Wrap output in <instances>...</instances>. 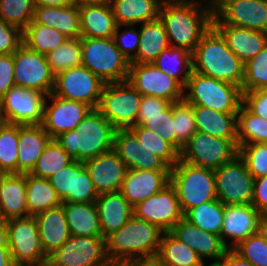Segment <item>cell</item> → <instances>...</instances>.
<instances>
[{
    "instance_id": "obj_1",
    "label": "cell",
    "mask_w": 267,
    "mask_h": 266,
    "mask_svg": "<svg viewBox=\"0 0 267 266\" xmlns=\"http://www.w3.org/2000/svg\"><path fill=\"white\" fill-rule=\"evenodd\" d=\"M159 18L164 24L169 45L193 53L202 35L212 25L213 9L200 2L163 0Z\"/></svg>"
},
{
    "instance_id": "obj_2",
    "label": "cell",
    "mask_w": 267,
    "mask_h": 266,
    "mask_svg": "<svg viewBox=\"0 0 267 266\" xmlns=\"http://www.w3.org/2000/svg\"><path fill=\"white\" fill-rule=\"evenodd\" d=\"M164 231L133 215L119 230L105 237L111 263L156 261Z\"/></svg>"
},
{
    "instance_id": "obj_3",
    "label": "cell",
    "mask_w": 267,
    "mask_h": 266,
    "mask_svg": "<svg viewBox=\"0 0 267 266\" xmlns=\"http://www.w3.org/2000/svg\"><path fill=\"white\" fill-rule=\"evenodd\" d=\"M192 62L193 72L242 87L244 63L213 25L202 35L192 53Z\"/></svg>"
},
{
    "instance_id": "obj_4",
    "label": "cell",
    "mask_w": 267,
    "mask_h": 266,
    "mask_svg": "<svg viewBox=\"0 0 267 266\" xmlns=\"http://www.w3.org/2000/svg\"><path fill=\"white\" fill-rule=\"evenodd\" d=\"M116 128L97 110L92 109L76 129L54 140L74 160L84 162L113 149Z\"/></svg>"
},
{
    "instance_id": "obj_5",
    "label": "cell",
    "mask_w": 267,
    "mask_h": 266,
    "mask_svg": "<svg viewBox=\"0 0 267 266\" xmlns=\"http://www.w3.org/2000/svg\"><path fill=\"white\" fill-rule=\"evenodd\" d=\"M183 99L193 106L238 113L243 104V93L239 86L192 71L184 87Z\"/></svg>"
},
{
    "instance_id": "obj_6",
    "label": "cell",
    "mask_w": 267,
    "mask_h": 266,
    "mask_svg": "<svg viewBox=\"0 0 267 266\" xmlns=\"http://www.w3.org/2000/svg\"><path fill=\"white\" fill-rule=\"evenodd\" d=\"M170 184L175 188L181 210L217 199L214 170L179 160L171 169Z\"/></svg>"
},
{
    "instance_id": "obj_7",
    "label": "cell",
    "mask_w": 267,
    "mask_h": 266,
    "mask_svg": "<svg viewBox=\"0 0 267 266\" xmlns=\"http://www.w3.org/2000/svg\"><path fill=\"white\" fill-rule=\"evenodd\" d=\"M82 65L105 84L127 81L130 62L113 38L81 37Z\"/></svg>"
},
{
    "instance_id": "obj_8",
    "label": "cell",
    "mask_w": 267,
    "mask_h": 266,
    "mask_svg": "<svg viewBox=\"0 0 267 266\" xmlns=\"http://www.w3.org/2000/svg\"><path fill=\"white\" fill-rule=\"evenodd\" d=\"M142 95L128 82L105 84L97 110L116 128L136 125Z\"/></svg>"
},
{
    "instance_id": "obj_9",
    "label": "cell",
    "mask_w": 267,
    "mask_h": 266,
    "mask_svg": "<svg viewBox=\"0 0 267 266\" xmlns=\"http://www.w3.org/2000/svg\"><path fill=\"white\" fill-rule=\"evenodd\" d=\"M239 155L238 139H223L196 131L183 146L180 160L216 170Z\"/></svg>"
},
{
    "instance_id": "obj_10",
    "label": "cell",
    "mask_w": 267,
    "mask_h": 266,
    "mask_svg": "<svg viewBox=\"0 0 267 266\" xmlns=\"http://www.w3.org/2000/svg\"><path fill=\"white\" fill-rule=\"evenodd\" d=\"M8 247L15 266H36L47 261L34 216L7 220Z\"/></svg>"
},
{
    "instance_id": "obj_11",
    "label": "cell",
    "mask_w": 267,
    "mask_h": 266,
    "mask_svg": "<svg viewBox=\"0 0 267 266\" xmlns=\"http://www.w3.org/2000/svg\"><path fill=\"white\" fill-rule=\"evenodd\" d=\"M47 96L37 90L13 86L0 99L2 122L12 125L42 124Z\"/></svg>"
},
{
    "instance_id": "obj_12",
    "label": "cell",
    "mask_w": 267,
    "mask_h": 266,
    "mask_svg": "<svg viewBox=\"0 0 267 266\" xmlns=\"http://www.w3.org/2000/svg\"><path fill=\"white\" fill-rule=\"evenodd\" d=\"M52 266H108L111 262L106 253L102 236H75L47 256Z\"/></svg>"
},
{
    "instance_id": "obj_13",
    "label": "cell",
    "mask_w": 267,
    "mask_h": 266,
    "mask_svg": "<svg viewBox=\"0 0 267 266\" xmlns=\"http://www.w3.org/2000/svg\"><path fill=\"white\" fill-rule=\"evenodd\" d=\"M214 175L217 199L224 205L251 204L254 177L239 155L214 170Z\"/></svg>"
},
{
    "instance_id": "obj_14",
    "label": "cell",
    "mask_w": 267,
    "mask_h": 266,
    "mask_svg": "<svg viewBox=\"0 0 267 266\" xmlns=\"http://www.w3.org/2000/svg\"><path fill=\"white\" fill-rule=\"evenodd\" d=\"M105 83L83 65L72 67L55 76L53 94L78 101L97 109Z\"/></svg>"
},
{
    "instance_id": "obj_15",
    "label": "cell",
    "mask_w": 267,
    "mask_h": 266,
    "mask_svg": "<svg viewBox=\"0 0 267 266\" xmlns=\"http://www.w3.org/2000/svg\"><path fill=\"white\" fill-rule=\"evenodd\" d=\"M13 61L15 86L37 90L46 95L53 92L55 75L45 54L35 52L22 44L13 53Z\"/></svg>"
},
{
    "instance_id": "obj_16",
    "label": "cell",
    "mask_w": 267,
    "mask_h": 266,
    "mask_svg": "<svg viewBox=\"0 0 267 266\" xmlns=\"http://www.w3.org/2000/svg\"><path fill=\"white\" fill-rule=\"evenodd\" d=\"M127 81L142 95L175 103L183 100L184 87L153 63H130Z\"/></svg>"
},
{
    "instance_id": "obj_17",
    "label": "cell",
    "mask_w": 267,
    "mask_h": 266,
    "mask_svg": "<svg viewBox=\"0 0 267 266\" xmlns=\"http://www.w3.org/2000/svg\"><path fill=\"white\" fill-rule=\"evenodd\" d=\"M212 24H232L267 33V0H221Z\"/></svg>"
},
{
    "instance_id": "obj_18",
    "label": "cell",
    "mask_w": 267,
    "mask_h": 266,
    "mask_svg": "<svg viewBox=\"0 0 267 266\" xmlns=\"http://www.w3.org/2000/svg\"><path fill=\"white\" fill-rule=\"evenodd\" d=\"M134 215L169 232L184 214L175 188L169 184L157 194L150 196L133 207Z\"/></svg>"
},
{
    "instance_id": "obj_19",
    "label": "cell",
    "mask_w": 267,
    "mask_h": 266,
    "mask_svg": "<svg viewBox=\"0 0 267 266\" xmlns=\"http://www.w3.org/2000/svg\"><path fill=\"white\" fill-rule=\"evenodd\" d=\"M44 106L42 126L51 139L60 134L76 129L79 123L92 110L90 106L78 101H71L55 96H47ZM49 99L51 100L48 105Z\"/></svg>"
},
{
    "instance_id": "obj_20",
    "label": "cell",
    "mask_w": 267,
    "mask_h": 266,
    "mask_svg": "<svg viewBox=\"0 0 267 266\" xmlns=\"http://www.w3.org/2000/svg\"><path fill=\"white\" fill-rule=\"evenodd\" d=\"M262 214L252 204L224 205L220 237L228 249L259 232ZM231 242H229V239Z\"/></svg>"
},
{
    "instance_id": "obj_21",
    "label": "cell",
    "mask_w": 267,
    "mask_h": 266,
    "mask_svg": "<svg viewBox=\"0 0 267 266\" xmlns=\"http://www.w3.org/2000/svg\"><path fill=\"white\" fill-rule=\"evenodd\" d=\"M113 150L128 169L171 171L151 150L141 145L130 129H116Z\"/></svg>"
},
{
    "instance_id": "obj_22",
    "label": "cell",
    "mask_w": 267,
    "mask_h": 266,
    "mask_svg": "<svg viewBox=\"0 0 267 266\" xmlns=\"http://www.w3.org/2000/svg\"><path fill=\"white\" fill-rule=\"evenodd\" d=\"M84 164L98 195L121 190L128 168L113 149Z\"/></svg>"
},
{
    "instance_id": "obj_23",
    "label": "cell",
    "mask_w": 267,
    "mask_h": 266,
    "mask_svg": "<svg viewBox=\"0 0 267 266\" xmlns=\"http://www.w3.org/2000/svg\"><path fill=\"white\" fill-rule=\"evenodd\" d=\"M81 37L113 38L118 26L109 0H79Z\"/></svg>"
},
{
    "instance_id": "obj_24",
    "label": "cell",
    "mask_w": 267,
    "mask_h": 266,
    "mask_svg": "<svg viewBox=\"0 0 267 266\" xmlns=\"http://www.w3.org/2000/svg\"><path fill=\"white\" fill-rule=\"evenodd\" d=\"M175 238L188 245L203 261L212 260L209 266H213L226 253L228 248L222 242L220 235L204 231L181 219L170 231Z\"/></svg>"
},
{
    "instance_id": "obj_25",
    "label": "cell",
    "mask_w": 267,
    "mask_h": 266,
    "mask_svg": "<svg viewBox=\"0 0 267 266\" xmlns=\"http://www.w3.org/2000/svg\"><path fill=\"white\" fill-rule=\"evenodd\" d=\"M171 171L128 169L120 192L135 207L170 184Z\"/></svg>"
},
{
    "instance_id": "obj_26",
    "label": "cell",
    "mask_w": 267,
    "mask_h": 266,
    "mask_svg": "<svg viewBox=\"0 0 267 266\" xmlns=\"http://www.w3.org/2000/svg\"><path fill=\"white\" fill-rule=\"evenodd\" d=\"M230 50L245 64L267 45V33L232 24H212Z\"/></svg>"
},
{
    "instance_id": "obj_27",
    "label": "cell",
    "mask_w": 267,
    "mask_h": 266,
    "mask_svg": "<svg viewBox=\"0 0 267 266\" xmlns=\"http://www.w3.org/2000/svg\"><path fill=\"white\" fill-rule=\"evenodd\" d=\"M41 247L46 256L59 249L71 236L62 205L34 215Z\"/></svg>"
},
{
    "instance_id": "obj_28",
    "label": "cell",
    "mask_w": 267,
    "mask_h": 266,
    "mask_svg": "<svg viewBox=\"0 0 267 266\" xmlns=\"http://www.w3.org/2000/svg\"><path fill=\"white\" fill-rule=\"evenodd\" d=\"M102 237L119 230L133 215V206L120 191L99 194L95 201Z\"/></svg>"
},
{
    "instance_id": "obj_29",
    "label": "cell",
    "mask_w": 267,
    "mask_h": 266,
    "mask_svg": "<svg viewBox=\"0 0 267 266\" xmlns=\"http://www.w3.org/2000/svg\"><path fill=\"white\" fill-rule=\"evenodd\" d=\"M26 204V173L0 176V218L29 217Z\"/></svg>"
},
{
    "instance_id": "obj_30",
    "label": "cell",
    "mask_w": 267,
    "mask_h": 266,
    "mask_svg": "<svg viewBox=\"0 0 267 266\" xmlns=\"http://www.w3.org/2000/svg\"><path fill=\"white\" fill-rule=\"evenodd\" d=\"M31 22L59 30L68 38L81 37L79 2L67 6H35Z\"/></svg>"
},
{
    "instance_id": "obj_31",
    "label": "cell",
    "mask_w": 267,
    "mask_h": 266,
    "mask_svg": "<svg viewBox=\"0 0 267 266\" xmlns=\"http://www.w3.org/2000/svg\"><path fill=\"white\" fill-rule=\"evenodd\" d=\"M50 140L42 124L19 125L18 174L32 171Z\"/></svg>"
},
{
    "instance_id": "obj_32",
    "label": "cell",
    "mask_w": 267,
    "mask_h": 266,
    "mask_svg": "<svg viewBox=\"0 0 267 266\" xmlns=\"http://www.w3.org/2000/svg\"><path fill=\"white\" fill-rule=\"evenodd\" d=\"M196 131L223 139H237V113L194 106Z\"/></svg>"
},
{
    "instance_id": "obj_33",
    "label": "cell",
    "mask_w": 267,
    "mask_h": 266,
    "mask_svg": "<svg viewBox=\"0 0 267 266\" xmlns=\"http://www.w3.org/2000/svg\"><path fill=\"white\" fill-rule=\"evenodd\" d=\"M71 235L102 236L95 202H62Z\"/></svg>"
},
{
    "instance_id": "obj_34",
    "label": "cell",
    "mask_w": 267,
    "mask_h": 266,
    "mask_svg": "<svg viewBox=\"0 0 267 266\" xmlns=\"http://www.w3.org/2000/svg\"><path fill=\"white\" fill-rule=\"evenodd\" d=\"M118 25H138L159 18L163 0H109Z\"/></svg>"
},
{
    "instance_id": "obj_35",
    "label": "cell",
    "mask_w": 267,
    "mask_h": 266,
    "mask_svg": "<svg viewBox=\"0 0 267 266\" xmlns=\"http://www.w3.org/2000/svg\"><path fill=\"white\" fill-rule=\"evenodd\" d=\"M139 29L138 52L130 63H153L160 52L170 46L164 24L158 18L142 23Z\"/></svg>"
},
{
    "instance_id": "obj_36",
    "label": "cell",
    "mask_w": 267,
    "mask_h": 266,
    "mask_svg": "<svg viewBox=\"0 0 267 266\" xmlns=\"http://www.w3.org/2000/svg\"><path fill=\"white\" fill-rule=\"evenodd\" d=\"M160 266H209L188 245L164 232L156 258Z\"/></svg>"
},
{
    "instance_id": "obj_37",
    "label": "cell",
    "mask_w": 267,
    "mask_h": 266,
    "mask_svg": "<svg viewBox=\"0 0 267 266\" xmlns=\"http://www.w3.org/2000/svg\"><path fill=\"white\" fill-rule=\"evenodd\" d=\"M26 204L28 214L34 216L60 206L62 201L48 179L26 173Z\"/></svg>"
},
{
    "instance_id": "obj_38",
    "label": "cell",
    "mask_w": 267,
    "mask_h": 266,
    "mask_svg": "<svg viewBox=\"0 0 267 266\" xmlns=\"http://www.w3.org/2000/svg\"><path fill=\"white\" fill-rule=\"evenodd\" d=\"M153 64L183 87L193 71L192 53L184 48L169 46L160 52Z\"/></svg>"
},
{
    "instance_id": "obj_39",
    "label": "cell",
    "mask_w": 267,
    "mask_h": 266,
    "mask_svg": "<svg viewBox=\"0 0 267 266\" xmlns=\"http://www.w3.org/2000/svg\"><path fill=\"white\" fill-rule=\"evenodd\" d=\"M68 37L52 27L30 22L23 30V44L29 49L48 54L50 51L62 45Z\"/></svg>"
},
{
    "instance_id": "obj_40",
    "label": "cell",
    "mask_w": 267,
    "mask_h": 266,
    "mask_svg": "<svg viewBox=\"0 0 267 266\" xmlns=\"http://www.w3.org/2000/svg\"><path fill=\"white\" fill-rule=\"evenodd\" d=\"M224 218V204L218 199L189 209L184 219L198 228L220 235Z\"/></svg>"
},
{
    "instance_id": "obj_41",
    "label": "cell",
    "mask_w": 267,
    "mask_h": 266,
    "mask_svg": "<svg viewBox=\"0 0 267 266\" xmlns=\"http://www.w3.org/2000/svg\"><path fill=\"white\" fill-rule=\"evenodd\" d=\"M238 148L253 143L267 144V120L251 113L243 104L237 113Z\"/></svg>"
},
{
    "instance_id": "obj_42",
    "label": "cell",
    "mask_w": 267,
    "mask_h": 266,
    "mask_svg": "<svg viewBox=\"0 0 267 266\" xmlns=\"http://www.w3.org/2000/svg\"><path fill=\"white\" fill-rule=\"evenodd\" d=\"M73 161L74 159L54 139H51L29 174L49 179Z\"/></svg>"
},
{
    "instance_id": "obj_43",
    "label": "cell",
    "mask_w": 267,
    "mask_h": 266,
    "mask_svg": "<svg viewBox=\"0 0 267 266\" xmlns=\"http://www.w3.org/2000/svg\"><path fill=\"white\" fill-rule=\"evenodd\" d=\"M139 139L141 145L147 147L153 154L161 159L170 169L180 160V152L158 133H153L142 125H134L129 128Z\"/></svg>"
},
{
    "instance_id": "obj_44",
    "label": "cell",
    "mask_w": 267,
    "mask_h": 266,
    "mask_svg": "<svg viewBox=\"0 0 267 266\" xmlns=\"http://www.w3.org/2000/svg\"><path fill=\"white\" fill-rule=\"evenodd\" d=\"M19 125H0V167L5 174H18Z\"/></svg>"
},
{
    "instance_id": "obj_45",
    "label": "cell",
    "mask_w": 267,
    "mask_h": 266,
    "mask_svg": "<svg viewBox=\"0 0 267 266\" xmlns=\"http://www.w3.org/2000/svg\"><path fill=\"white\" fill-rule=\"evenodd\" d=\"M47 61L52 73H58L82 65L81 37L68 38L62 45L50 51Z\"/></svg>"
},
{
    "instance_id": "obj_46",
    "label": "cell",
    "mask_w": 267,
    "mask_h": 266,
    "mask_svg": "<svg viewBox=\"0 0 267 266\" xmlns=\"http://www.w3.org/2000/svg\"><path fill=\"white\" fill-rule=\"evenodd\" d=\"M173 135L177 138V150L181 152L183 146L196 133L194 106L184 99L172 103Z\"/></svg>"
},
{
    "instance_id": "obj_47",
    "label": "cell",
    "mask_w": 267,
    "mask_h": 266,
    "mask_svg": "<svg viewBox=\"0 0 267 266\" xmlns=\"http://www.w3.org/2000/svg\"><path fill=\"white\" fill-rule=\"evenodd\" d=\"M170 101L153 97L142 96L136 125H142L153 133H158V126L163 123L166 116V108Z\"/></svg>"
},
{
    "instance_id": "obj_48",
    "label": "cell",
    "mask_w": 267,
    "mask_h": 266,
    "mask_svg": "<svg viewBox=\"0 0 267 266\" xmlns=\"http://www.w3.org/2000/svg\"><path fill=\"white\" fill-rule=\"evenodd\" d=\"M258 89H267V45L244 64L242 93Z\"/></svg>"
},
{
    "instance_id": "obj_49",
    "label": "cell",
    "mask_w": 267,
    "mask_h": 266,
    "mask_svg": "<svg viewBox=\"0 0 267 266\" xmlns=\"http://www.w3.org/2000/svg\"><path fill=\"white\" fill-rule=\"evenodd\" d=\"M33 0H0V19L22 31L33 20Z\"/></svg>"
},
{
    "instance_id": "obj_50",
    "label": "cell",
    "mask_w": 267,
    "mask_h": 266,
    "mask_svg": "<svg viewBox=\"0 0 267 266\" xmlns=\"http://www.w3.org/2000/svg\"><path fill=\"white\" fill-rule=\"evenodd\" d=\"M239 156L245 161L248 171L254 179L267 176V144L241 145Z\"/></svg>"
},
{
    "instance_id": "obj_51",
    "label": "cell",
    "mask_w": 267,
    "mask_h": 266,
    "mask_svg": "<svg viewBox=\"0 0 267 266\" xmlns=\"http://www.w3.org/2000/svg\"><path fill=\"white\" fill-rule=\"evenodd\" d=\"M233 250L253 266H267V241L259 232L241 241Z\"/></svg>"
},
{
    "instance_id": "obj_52",
    "label": "cell",
    "mask_w": 267,
    "mask_h": 266,
    "mask_svg": "<svg viewBox=\"0 0 267 266\" xmlns=\"http://www.w3.org/2000/svg\"><path fill=\"white\" fill-rule=\"evenodd\" d=\"M98 197L84 162L75 160L74 194H70V202H95Z\"/></svg>"
},
{
    "instance_id": "obj_53",
    "label": "cell",
    "mask_w": 267,
    "mask_h": 266,
    "mask_svg": "<svg viewBox=\"0 0 267 266\" xmlns=\"http://www.w3.org/2000/svg\"><path fill=\"white\" fill-rule=\"evenodd\" d=\"M135 25H118L113 40L120 52L131 62L137 55L140 41L139 30H136ZM120 27H126L120 32Z\"/></svg>"
},
{
    "instance_id": "obj_54",
    "label": "cell",
    "mask_w": 267,
    "mask_h": 266,
    "mask_svg": "<svg viewBox=\"0 0 267 266\" xmlns=\"http://www.w3.org/2000/svg\"><path fill=\"white\" fill-rule=\"evenodd\" d=\"M62 202H70L74 194L75 160L48 179Z\"/></svg>"
},
{
    "instance_id": "obj_55",
    "label": "cell",
    "mask_w": 267,
    "mask_h": 266,
    "mask_svg": "<svg viewBox=\"0 0 267 266\" xmlns=\"http://www.w3.org/2000/svg\"><path fill=\"white\" fill-rule=\"evenodd\" d=\"M23 44V31L0 19V55L13 54Z\"/></svg>"
},
{
    "instance_id": "obj_56",
    "label": "cell",
    "mask_w": 267,
    "mask_h": 266,
    "mask_svg": "<svg viewBox=\"0 0 267 266\" xmlns=\"http://www.w3.org/2000/svg\"><path fill=\"white\" fill-rule=\"evenodd\" d=\"M243 105L254 115L267 120V89L243 92Z\"/></svg>"
},
{
    "instance_id": "obj_57",
    "label": "cell",
    "mask_w": 267,
    "mask_h": 266,
    "mask_svg": "<svg viewBox=\"0 0 267 266\" xmlns=\"http://www.w3.org/2000/svg\"><path fill=\"white\" fill-rule=\"evenodd\" d=\"M13 74V54L0 55V99L15 86Z\"/></svg>"
},
{
    "instance_id": "obj_58",
    "label": "cell",
    "mask_w": 267,
    "mask_h": 266,
    "mask_svg": "<svg viewBox=\"0 0 267 266\" xmlns=\"http://www.w3.org/2000/svg\"><path fill=\"white\" fill-rule=\"evenodd\" d=\"M251 204L261 213L267 214V176L254 179Z\"/></svg>"
},
{
    "instance_id": "obj_59",
    "label": "cell",
    "mask_w": 267,
    "mask_h": 266,
    "mask_svg": "<svg viewBox=\"0 0 267 266\" xmlns=\"http://www.w3.org/2000/svg\"><path fill=\"white\" fill-rule=\"evenodd\" d=\"M172 103L166 108V116L163 123L157 128L158 134L177 149V138L173 135Z\"/></svg>"
},
{
    "instance_id": "obj_60",
    "label": "cell",
    "mask_w": 267,
    "mask_h": 266,
    "mask_svg": "<svg viewBox=\"0 0 267 266\" xmlns=\"http://www.w3.org/2000/svg\"><path fill=\"white\" fill-rule=\"evenodd\" d=\"M213 266H253V264L243 259L233 249H228L223 257Z\"/></svg>"
},
{
    "instance_id": "obj_61",
    "label": "cell",
    "mask_w": 267,
    "mask_h": 266,
    "mask_svg": "<svg viewBox=\"0 0 267 266\" xmlns=\"http://www.w3.org/2000/svg\"><path fill=\"white\" fill-rule=\"evenodd\" d=\"M34 6H67L79 2V0H33Z\"/></svg>"
},
{
    "instance_id": "obj_62",
    "label": "cell",
    "mask_w": 267,
    "mask_h": 266,
    "mask_svg": "<svg viewBox=\"0 0 267 266\" xmlns=\"http://www.w3.org/2000/svg\"><path fill=\"white\" fill-rule=\"evenodd\" d=\"M0 266H15L11 258L9 247H0Z\"/></svg>"
},
{
    "instance_id": "obj_63",
    "label": "cell",
    "mask_w": 267,
    "mask_h": 266,
    "mask_svg": "<svg viewBox=\"0 0 267 266\" xmlns=\"http://www.w3.org/2000/svg\"><path fill=\"white\" fill-rule=\"evenodd\" d=\"M0 247H8L7 220L0 218Z\"/></svg>"
},
{
    "instance_id": "obj_64",
    "label": "cell",
    "mask_w": 267,
    "mask_h": 266,
    "mask_svg": "<svg viewBox=\"0 0 267 266\" xmlns=\"http://www.w3.org/2000/svg\"><path fill=\"white\" fill-rule=\"evenodd\" d=\"M259 233L267 241V214H262L260 218Z\"/></svg>"
},
{
    "instance_id": "obj_65",
    "label": "cell",
    "mask_w": 267,
    "mask_h": 266,
    "mask_svg": "<svg viewBox=\"0 0 267 266\" xmlns=\"http://www.w3.org/2000/svg\"><path fill=\"white\" fill-rule=\"evenodd\" d=\"M132 266H160L156 261H132Z\"/></svg>"
},
{
    "instance_id": "obj_66",
    "label": "cell",
    "mask_w": 267,
    "mask_h": 266,
    "mask_svg": "<svg viewBox=\"0 0 267 266\" xmlns=\"http://www.w3.org/2000/svg\"><path fill=\"white\" fill-rule=\"evenodd\" d=\"M184 1H192V2H198L199 3V1L202 3V2H204V3H206V5L208 6V7H211L212 9H214L219 3H220V1L221 0H184Z\"/></svg>"
},
{
    "instance_id": "obj_67",
    "label": "cell",
    "mask_w": 267,
    "mask_h": 266,
    "mask_svg": "<svg viewBox=\"0 0 267 266\" xmlns=\"http://www.w3.org/2000/svg\"><path fill=\"white\" fill-rule=\"evenodd\" d=\"M108 266H132V261L128 263H110Z\"/></svg>"
},
{
    "instance_id": "obj_68",
    "label": "cell",
    "mask_w": 267,
    "mask_h": 266,
    "mask_svg": "<svg viewBox=\"0 0 267 266\" xmlns=\"http://www.w3.org/2000/svg\"><path fill=\"white\" fill-rule=\"evenodd\" d=\"M36 266H52L49 262L45 261Z\"/></svg>"
},
{
    "instance_id": "obj_69",
    "label": "cell",
    "mask_w": 267,
    "mask_h": 266,
    "mask_svg": "<svg viewBox=\"0 0 267 266\" xmlns=\"http://www.w3.org/2000/svg\"><path fill=\"white\" fill-rule=\"evenodd\" d=\"M0 175H5V173L1 170V167H0Z\"/></svg>"
}]
</instances>
